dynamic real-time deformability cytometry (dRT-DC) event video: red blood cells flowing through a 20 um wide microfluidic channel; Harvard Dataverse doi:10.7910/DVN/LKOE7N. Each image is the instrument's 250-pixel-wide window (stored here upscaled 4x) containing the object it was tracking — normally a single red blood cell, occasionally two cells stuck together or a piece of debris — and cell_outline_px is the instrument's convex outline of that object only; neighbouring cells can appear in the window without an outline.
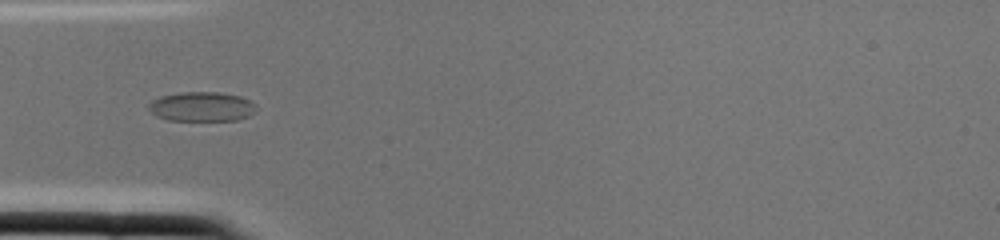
{"species": "common noctule bat (a hibernating species)", "species_latin": "Nyctalus noctula", "temperature_condition": "cold", "stored_images_in_passage": 1, "camera_frame_rate_fps": 3000, "um_per_image_px": 0.085, "animal": {"sex": "female", "body_mass_g": 22.0, "forearm_length_mm": 56.7}, "frame": {"image": 1, "passage_image": 1, "time_ms": 0.0, "image_size_px": [1000, 240], "cell_outline_px": [[256, 104], [252, 112], [248, 116], [236, 120], [168, 120], [156, 116], [148, 108], [148, 104], [152, 100], [160, 96], [180, 92], [220, 92], [240, 96]], "centroid_in_image_um": [17.1, 9.05], "position_along_channel_um": 67.9, "area_um2": 18.38}}